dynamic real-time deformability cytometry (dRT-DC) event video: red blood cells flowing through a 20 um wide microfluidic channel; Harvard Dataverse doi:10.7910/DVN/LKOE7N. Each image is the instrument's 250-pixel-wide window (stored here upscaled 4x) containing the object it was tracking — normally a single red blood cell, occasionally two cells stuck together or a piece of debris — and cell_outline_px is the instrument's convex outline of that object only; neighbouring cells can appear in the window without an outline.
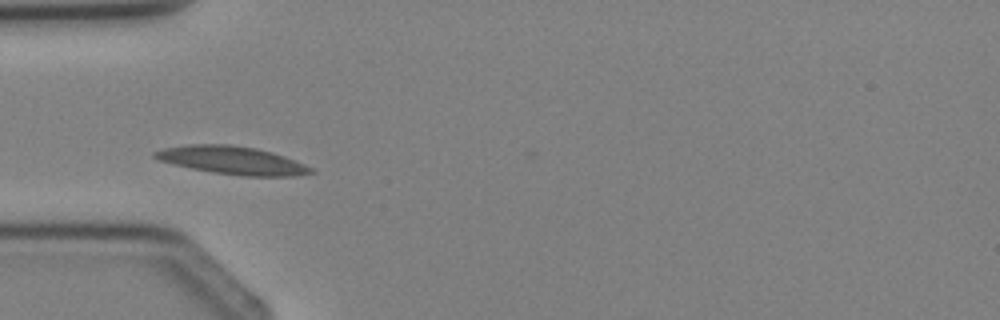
{"species": "Egyptian fruit bat (a non-hibernating species)", "species_latin": "Rousettus aegyptiacus", "temperature_condition": "cold", "stored_images_in_passage": 4, "camera_frame_rate_fps": 3000, "um_per_image_px": 0.085, "animal": {"sex": "female"}, "frame": {"image": 1, "passage_image": 4, "time_ms": 3.667, "image_size_px": [1000, 320], "cell_outline_px": [[316, 172], [296, 176], [244, 176], [212, 172], [172, 164], [156, 160], [152, 156], [152, 152], [164, 148], [188, 144], [232, 144], [256, 148], [272, 152], [284, 156], [304, 164], [312, 168]], "centroid_in_image_um": [19.71, 13.62], "position_along_channel_um": 65.3, "area_um2": 25.61}}